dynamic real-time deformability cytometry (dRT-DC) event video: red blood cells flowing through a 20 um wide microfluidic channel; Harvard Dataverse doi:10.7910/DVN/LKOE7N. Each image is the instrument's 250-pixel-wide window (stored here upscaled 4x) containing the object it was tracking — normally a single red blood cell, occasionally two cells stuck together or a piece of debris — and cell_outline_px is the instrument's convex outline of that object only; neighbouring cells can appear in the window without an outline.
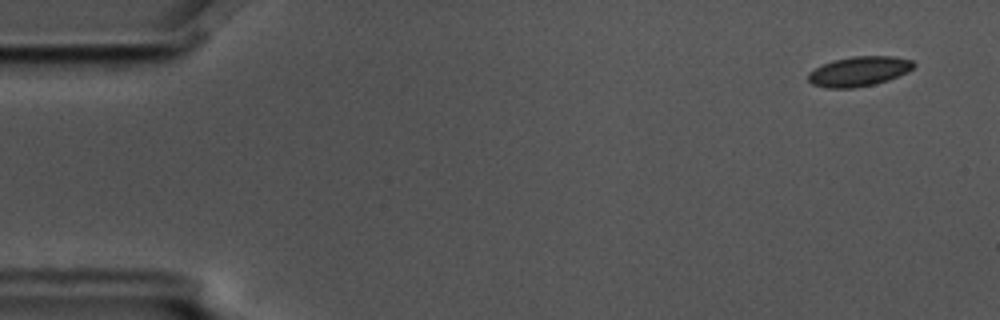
{"species": "common noctule bat (a hibernating species)", "species_latin": "Nyctalus noctula", "temperature_condition": "cold", "stored_images_in_passage": 6, "camera_frame_rate_fps": 3000, "um_per_image_px": 0.085, "animal": {"sex": "male", "body_mass_g": 17.5, "forearm_length_mm": 52.3}, "frame": {"image": 1, "passage_image": 1, "time_ms": 0.0, "image_size_px": [1000, 320], "cell_outline_px": [[916, 64], [908, 72], [888, 80], [872, 84], [852, 88], [828, 88], [812, 84], [808, 80], [808, 72], [832, 60], [852, 56], [896, 56], [912, 60]], "centroid_in_image_um": [73.02, 6.05], "position_along_channel_um": 12.0, "area_um2": 18.26}}